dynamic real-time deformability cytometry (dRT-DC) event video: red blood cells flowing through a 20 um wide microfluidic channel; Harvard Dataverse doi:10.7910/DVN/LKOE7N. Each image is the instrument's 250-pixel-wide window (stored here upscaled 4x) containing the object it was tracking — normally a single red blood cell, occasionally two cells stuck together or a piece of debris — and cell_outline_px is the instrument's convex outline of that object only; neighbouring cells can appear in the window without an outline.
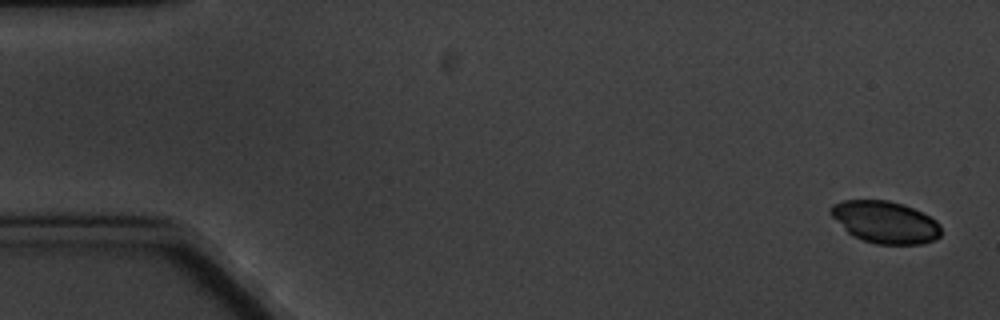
{"species": "common noctule bat (a hibernating species)", "species_latin": "Nyctalus noctula", "temperature_condition": "cold", "stored_images_in_passage": 8, "camera_frame_rate_fps": 3000, "um_per_image_px": 0.085, "animal": {"sex": "male", "body_mass_g": 20.1, "forearm_length_mm": 53.5}, "frame": {"image": 1, "passage_image": 1, "time_ms": 0.0, "image_size_px": [1000, 320], "cell_outline_px": [[940, 236], [936, 240], [924, 244], [876, 244], [852, 236], [828, 212], [828, 208], [832, 204], [844, 200], [888, 200], [904, 204], [936, 220], [940, 224]], "centroid_in_image_um": [75.23, 18.88], "position_along_channel_um": 9.8, "area_um2": 27.11}}